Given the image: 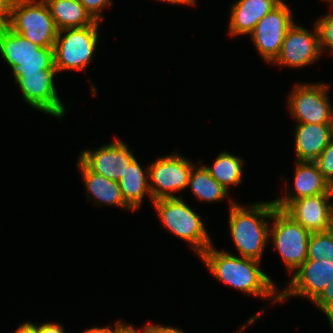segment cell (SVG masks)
Instances as JSON below:
<instances>
[{
    "label": "cell",
    "mask_w": 333,
    "mask_h": 333,
    "mask_svg": "<svg viewBox=\"0 0 333 333\" xmlns=\"http://www.w3.org/2000/svg\"><path fill=\"white\" fill-rule=\"evenodd\" d=\"M199 258L219 282L247 295L269 299L271 305L280 303V290L261 270L260 261L219 251L214 245L209 246Z\"/></svg>",
    "instance_id": "cell-1"
},
{
    "label": "cell",
    "mask_w": 333,
    "mask_h": 333,
    "mask_svg": "<svg viewBox=\"0 0 333 333\" xmlns=\"http://www.w3.org/2000/svg\"><path fill=\"white\" fill-rule=\"evenodd\" d=\"M229 200V232L238 255L262 262L265 246L270 240L271 223L268 219L271 220L275 208L273 200L255 202L249 206Z\"/></svg>",
    "instance_id": "cell-2"
},
{
    "label": "cell",
    "mask_w": 333,
    "mask_h": 333,
    "mask_svg": "<svg viewBox=\"0 0 333 333\" xmlns=\"http://www.w3.org/2000/svg\"><path fill=\"white\" fill-rule=\"evenodd\" d=\"M152 204L165 229L188 242L198 257L213 245L200 215L186 204L183 197L161 198Z\"/></svg>",
    "instance_id": "cell-3"
},
{
    "label": "cell",
    "mask_w": 333,
    "mask_h": 333,
    "mask_svg": "<svg viewBox=\"0 0 333 333\" xmlns=\"http://www.w3.org/2000/svg\"><path fill=\"white\" fill-rule=\"evenodd\" d=\"M100 21L81 28L58 31L54 45L57 72L64 70L85 71L94 60L98 45Z\"/></svg>",
    "instance_id": "cell-4"
},
{
    "label": "cell",
    "mask_w": 333,
    "mask_h": 333,
    "mask_svg": "<svg viewBox=\"0 0 333 333\" xmlns=\"http://www.w3.org/2000/svg\"><path fill=\"white\" fill-rule=\"evenodd\" d=\"M8 27L40 47H54L58 34L44 0H13Z\"/></svg>",
    "instance_id": "cell-5"
},
{
    "label": "cell",
    "mask_w": 333,
    "mask_h": 333,
    "mask_svg": "<svg viewBox=\"0 0 333 333\" xmlns=\"http://www.w3.org/2000/svg\"><path fill=\"white\" fill-rule=\"evenodd\" d=\"M269 228V242L280 254L288 272L293 274L306 260L311 233L283 209L274 208Z\"/></svg>",
    "instance_id": "cell-6"
},
{
    "label": "cell",
    "mask_w": 333,
    "mask_h": 333,
    "mask_svg": "<svg viewBox=\"0 0 333 333\" xmlns=\"http://www.w3.org/2000/svg\"><path fill=\"white\" fill-rule=\"evenodd\" d=\"M330 85L324 82L298 83L288 96L289 114L296 123L331 124L333 106Z\"/></svg>",
    "instance_id": "cell-7"
},
{
    "label": "cell",
    "mask_w": 333,
    "mask_h": 333,
    "mask_svg": "<svg viewBox=\"0 0 333 333\" xmlns=\"http://www.w3.org/2000/svg\"><path fill=\"white\" fill-rule=\"evenodd\" d=\"M195 165L189 158L176 153L159 156L149 164V188L152 200L161 198L182 197L181 192L188 187L192 167Z\"/></svg>",
    "instance_id": "cell-8"
},
{
    "label": "cell",
    "mask_w": 333,
    "mask_h": 333,
    "mask_svg": "<svg viewBox=\"0 0 333 333\" xmlns=\"http://www.w3.org/2000/svg\"><path fill=\"white\" fill-rule=\"evenodd\" d=\"M57 73V69L24 73L15 83L19 86L22 99L26 104L39 112L61 120L67 111L55 88L54 79Z\"/></svg>",
    "instance_id": "cell-9"
},
{
    "label": "cell",
    "mask_w": 333,
    "mask_h": 333,
    "mask_svg": "<svg viewBox=\"0 0 333 333\" xmlns=\"http://www.w3.org/2000/svg\"><path fill=\"white\" fill-rule=\"evenodd\" d=\"M293 17L291 8L283 0L249 34L258 53L269 64L278 57L285 34L295 23Z\"/></svg>",
    "instance_id": "cell-10"
},
{
    "label": "cell",
    "mask_w": 333,
    "mask_h": 333,
    "mask_svg": "<svg viewBox=\"0 0 333 333\" xmlns=\"http://www.w3.org/2000/svg\"><path fill=\"white\" fill-rule=\"evenodd\" d=\"M322 55L316 24L313 30L294 23L286 32L278 57L272 62L277 66L304 68L319 60Z\"/></svg>",
    "instance_id": "cell-11"
},
{
    "label": "cell",
    "mask_w": 333,
    "mask_h": 333,
    "mask_svg": "<svg viewBox=\"0 0 333 333\" xmlns=\"http://www.w3.org/2000/svg\"><path fill=\"white\" fill-rule=\"evenodd\" d=\"M333 279V262L329 259L306 260L280 291V303L290 297H305L311 302Z\"/></svg>",
    "instance_id": "cell-12"
},
{
    "label": "cell",
    "mask_w": 333,
    "mask_h": 333,
    "mask_svg": "<svg viewBox=\"0 0 333 333\" xmlns=\"http://www.w3.org/2000/svg\"><path fill=\"white\" fill-rule=\"evenodd\" d=\"M134 158L133 150L118 137L98 149H84L79 154V159L90 170L117 182Z\"/></svg>",
    "instance_id": "cell-13"
},
{
    "label": "cell",
    "mask_w": 333,
    "mask_h": 333,
    "mask_svg": "<svg viewBox=\"0 0 333 333\" xmlns=\"http://www.w3.org/2000/svg\"><path fill=\"white\" fill-rule=\"evenodd\" d=\"M333 194L302 197L292 201L284 211L310 233L333 228Z\"/></svg>",
    "instance_id": "cell-14"
},
{
    "label": "cell",
    "mask_w": 333,
    "mask_h": 333,
    "mask_svg": "<svg viewBox=\"0 0 333 333\" xmlns=\"http://www.w3.org/2000/svg\"><path fill=\"white\" fill-rule=\"evenodd\" d=\"M295 165L292 181L294 189L273 200L276 208L284 210L292 201L302 197L333 194V187L323 177L314 161H296Z\"/></svg>",
    "instance_id": "cell-15"
},
{
    "label": "cell",
    "mask_w": 333,
    "mask_h": 333,
    "mask_svg": "<svg viewBox=\"0 0 333 333\" xmlns=\"http://www.w3.org/2000/svg\"><path fill=\"white\" fill-rule=\"evenodd\" d=\"M0 55L11 68L30 59H54V47H40L12 31L0 28Z\"/></svg>",
    "instance_id": "cell-16"
},
{
    "label": "cell",
    "mask_w": 333,
    "mask_h": 333,
    "mask_svg": "<svg viewBox=\"0 0 333 333\" xmlns=\"http://www.w3.org/2000/svg\"><path fill=\"white\" fill-rule=\"evenodd\" d=\"M283 0H237L230 9L228 33L231 37L249 35L257 23Z\"/></svg>",
    "instance_id": "cell-17"
},
{
    "label": "cell",
    "mask_w": 333,
    "mask_h": 333,
    "mask_svg": "<svg viewBox=\"0 0 333 333\" xmlns=\"http://www.w3.org/2000/svg\"><path fill=\"white\" fill-rule=\"evenodd\" d=\"M77 168L80 171L87 192V200H93L96 205H113L119 208L133 211L124 201L119 183L110 180L90 170L79 158Z\"/></svg>",
    "instance_id": "cell-18"
},
{
    "label": "cell",
    "mask_w": 333,
    "mask_h": 333,
    "mask_svg": "<svg viewBox=\"0 0 333 333\" xmlns=\"http://www.w3.org/2000/svg\"><path fill=\"white\" fill-rule=\"evenodd\" d=\"M331 139V124L297 123L294 131L295 161H315Z\"/></svg>",
    "instance_id": "cell-19"
},
{
    "label": "cell",
    "mask_w": 333,
    "mask_h": 333,
    "mask_svg": "<svg viewBox=\"0 0 333 333\" xmlns=\"http://www.w3.org/2000/svg\"><path fill=\"white\" fill-rule=\"evenodd\" d=\"M148 167L144 170L135 157L118 181L124 201L133 211L139 209L146 195L153 202L149 188Z\"/></svg>",
    "instance_id": "cell-20"
},
{
    "label": "cell",
    "mask_w": 333,
    "mask_h": 333,
    "mask_svg": "<svg viewBox=\"0 0 333 333\" xmlns=\"http://www.w3.org/2000/svg\"><path fill=\"white\" fill-rule=\"evenodd\" d=\"M58 31L92 25L95 20L85 10L80 0H44Z\"/></svg>",
    "instance_id": "cell-21"
},
{
    "label": "cell",
    "mask_w": 333,
    "mask_h": 333,
    "mask_svg": "<svg viewBox=\"0 0 333 333\" xmlns=\"http://www.w3.org/2000/svg\"><path fill=\"white\" fill-rule=\"evenodd\" d=\"M191 192L197 200L204 203L224 201L229 191L218 183L202 165L195 164L192 167L188 181Z\"/></svg>",
    "instance_id": "cell-22"
},
{
    "label": "cell",
    "mask_w": 333,
    "mask_h": 333,
    "mask_svg": "<svg viewBox=\"0 0 333 333\" xmlns=\"http://www.w3.org/2000/svg\"><path fill=\"white\" fill-rule=\"evenodd\" d=\"M243 157L233 156L230 152L221 151L212 163L206 166L210 175L229 191V186H238L243 180Z\"/></svg>",
    "instance_id": "cell-23"
},
{
    "label": "cell",
    "mask_w": 333,
    "mask_h": 333,
    "mask_svg": "<svg viewBox=\"0 0 333 333\" xmlns=\"http://www.w3.org/2000/svg\"><path fill=\"white\" fill-rule=\"evenodd\" d=\"M329 259L333 262V228L311 233L308 241L307 260Z\"/></svg>",
    "instance_id": "cell-24"
},
{
    "label": "cell",
    "mask_w": 333,
    "mask_h": 333,
    "mask_svg": "<svg viewBox=\"0 0 333 333\" xmlns=\"http://www.w3.org/2000/svg\"><path fill=\"white\" fill-rule=\"evenodd\" d=\"M11 69L16 82L24 73H38L45 69H56L55 59H30L24 63L13 65Z\"/></svg>",
    "instance_id": "cell-25"
},
{
    "label": "cell",
    "mask_w": 333,
    "mask_h": 333,
    "mask_svg": "<svg viewBox=\"0 0 333 333\" xmlns=\"http://www.w3.org/2000/svg\"><path fill=\"white\" fill-rule=\"evenodd\" d=\"M320 41V48L323 50L329 49V52L333 54V12L327 13L322 17H319L315 22Z\"/></svg>",
    "instance_id": "cell-26"
},
{
    "label": "cell",
    "mask_w": 333,
    "mask_h": 333,
    "mask_svg": "<svg viewBox=\"0 0 333 333\" xmlns=\"http://www.w3.org/2000/svg\"><path fill=\"white\" fill-rule=\"evenodd\" d=\"M312 303L326 315L333 332V279Z\"/></svg>",
    "instance_id": "cell-27"
},
{
    "label": "cell",
    "mask_w": 333,
    "mask_h": 333,
    "mask_svg": "<svg viewBox=\"0 0 333 333\" xmlns=\"http://www.w3.org/2000/svg\"><path fill=\"white\" fill-rule=\"evenodd\" d=\"M323 177L333 187V139L323 149L319 157L314 161Z\"/></svg>",
    "instance_id": "cell-28"
},
{
    "label": "cell",
    "mask_w": 333,
    "mask_h": 333,
    "mask_svg": "<svg viewBox=\"0 0 333 333\" xmlns=\"http://www.w3.org/2000/svg\"><path fill=\"white\" fill-rule=\"evenodd\" d=\"M80 3L95 21L104 20L102 11L113 4L112 0H80Z\"/></svg>",
    "instance_id": "cell-29"
},
{
    "label": "cell",
    "mask_w": 333,
    "mask_h": 333,
    "mask_svg": "<svg viewBox=\"0 0 333 333\" xmlns=\"http://www.w3.org/2000/svg\"><path fill=\"white\" fill-rule=\"evenodd\" d=\"M143 326L144 327L139 329L142 333H185L184 331L176 327L165 325L161 326L154 323L150 324V322Z\"/></svg>",
    "instance_id": "cell-30"
},
{
    "label": "cell",
    "mask_w": 333,
    "mask_h": 333,
    "mask_svg": "<svg viewBox=\"0 0 333 333\" xmlns=\"http://www.w3.org/2000/svg\"><path fill=\"white\" fill-rule=\"evenodd\" d=\"M12 3L13 0H0V28L9 24Z\"/></svg>",
    "instance_id": "cell-31"
},
{
    "label": "cell",
    "mask_w": 333,
    "mask_h": 333,
    "mask_svg": "<svg viewBox=\"0 0 333 333\" xmlns=\"http://www.w3.org/2000/svg\"><path fill=\"white\" fill-rule=\"evenodd\" d=\"M128 323H126L125 321L122 320H118L114 327L112 328L111 325L110 326H106V327H93V328H87V330L84 331V333H120V331L127 325Z\"/></svg>",
    "instance_id": "cell-32"
},
{
    "label": "cell",
    "mask_w": 333,
    "mask_h": 333,
    "mask_svg": "<svg viewBox=\"0 0 333 333\" xmlns=\"http://www.w3.org/2000/svg\"><path fill=\"white\" fill-rule=\"evenodd\" d=\"M39 333H65V330L61 324L45 322L39 325Z\"/></svg>",
    "instance_id": "cell-33"
},
{
    "label": "cell",
    "mask_w": 333,
    "mask_h": 333,
    "mask_svg": "<svg viewBox=\"0 0 333 333\" xmlns=\"http://www.w3.org/2000/svg\"><path fill=\"white\" fill-rule=\"evenodd\" d=\"M39 323L34 324L33 322H24L18 326L15 333H39Z\"/></svg>",
    "instance_id": "cell-34"
},
{
    "label": "cell",
    "mask_w": 333,
    "mask_h": 333,
    "mask_svg": "<svg viewBox=\"0 0 333 333\" xmlns=\"http://www.w3.org/2000/svg\"><path fill=\"white\" fill-rule=\"evenodd\" d=\"M162 1L163 3H169V4H176V5H192L195 6L196 0H159Z\"/></svg>",
    "instance_id": "cell-35"
},
{
    "label": "cell",
    "mask_w": 333,
    "mask_h": 333,
    "mask_svg": "<svg viewBox=\"0 0 333 333\" xmlns=\"http://www.w3.org/2000/svg\"><path fill=\"white\" fill-rule=\"evenodd\" d=\"M120 333H142L139 329L136 327H133L130 324H127L121 331Z\"/></svg>",
    "instance_id": "cell-36"
},
{
    "label": "cell",
    "mask_w": 333,
    "mask_h": 333,
    "mask_svg": "<svg viewBox=\"0 0 333 333\" xmlns=\"http://www.w3.org/2000/svg\"><path fill=\"white\" fill-rule=\"evenodd\" d=\"M324 1L328 2L330 4L329 6H331L330 8H332L330 10H333V0H324Z\"/></svg>",
    "instance_id": "cell-37"
},
{
    "label": "cell",
    "mask_w": 333,
    "mask_h": 333,
    "mask_svg": "<svg viewBox=\"0 0 333 333\" xmlns=\"http://www.w3.org/2000/svg\"><path fill=\"white\" fill-rule=\"evenodd\" d=\"M331 135H332V139H333V117H332V121H331Z\"/></svg>",
    "instance_id": "cell-38"
}]
</instances>
